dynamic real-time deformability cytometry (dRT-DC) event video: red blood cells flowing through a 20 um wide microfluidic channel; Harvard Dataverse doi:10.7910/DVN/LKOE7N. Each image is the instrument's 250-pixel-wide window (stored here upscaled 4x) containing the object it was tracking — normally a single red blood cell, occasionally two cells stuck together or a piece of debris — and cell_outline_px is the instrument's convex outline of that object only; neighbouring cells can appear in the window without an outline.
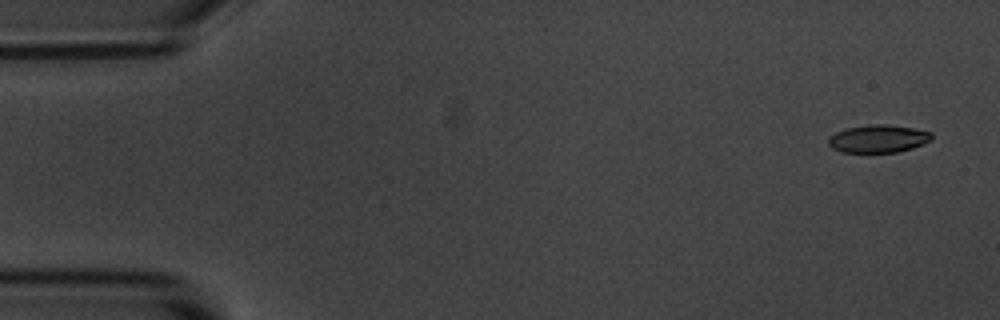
{"species": "common noctule bat (a hibernating species)", "species_latin": "Nyctalus noctula", "temperature_condition": "room temperature", "stored_images_in_passage": 7, "camera_frame_rate_fps": 3000, "um_per_image_px": 0.085, "animal": {"sex": "male", "body_mass_g": 20.1, "forearm_length_mm": 53.5}, "frame": {"image": 1, "passage_image": 1, "time_ms": 0.0, "image_size_px": [1000, 320], "cell_outline_px": [[932, 140], [924, 144], [912, 148], [896, 152], [840, 152], [832, 148], [828, 144], [828, 140], [836, 132], [848, 128], [872, 124], [884, 124], [912, 128], [932, 132]], "centroid_in_image_um": [74.67, 11.8], "position_along_channel_um": 10.3, "area_um2": 16.59}}
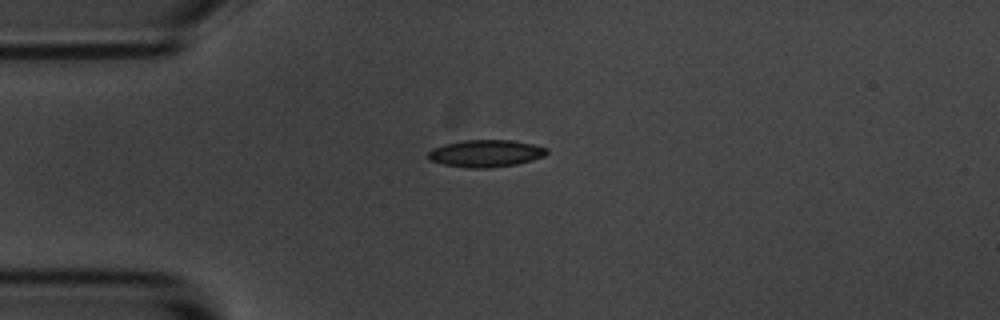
{"frame": {"image": 2, "passage_image": 4, "time_ms": 3.667, "image_size_px": [1000, 320], "cell_outline_px": [[548, 152], [544, 156], [532, 160], [516, 164], [488, 168], [468, 168], [444, 164], [428, 160], [428, 152], [432, 148], [444, 144], [464, 140], [512, 140], [532, 144], [548, 148]], "centroid_in_image_um": [41.28, 13.04], "position_along_channel_um": 43.7, "area_um2": 18.79}}
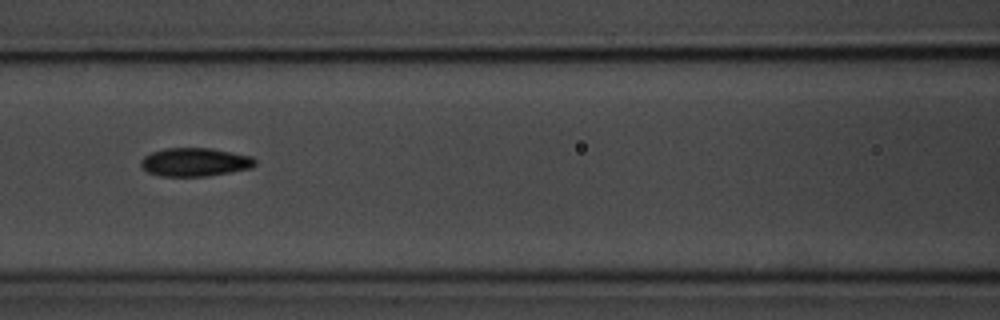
{"frame": {"image": 3, "passage_image": 7, "time_ms": 7.0, "image_size_px": [1000, 320], "cell_outline_px": [[256, 164], [252, 168], [232, 172], [208, 176], [160, 176], [148, 172], [140, 164], [140, 160], [144, 156], [152, 152], [168, 148], [208, 148], [232, 152], [252, 156], [256, 160]], "centroid_in_image_um": [16.6, 13.78], "position_along_channel_um": 150.0, "area_um2": 18.96}}